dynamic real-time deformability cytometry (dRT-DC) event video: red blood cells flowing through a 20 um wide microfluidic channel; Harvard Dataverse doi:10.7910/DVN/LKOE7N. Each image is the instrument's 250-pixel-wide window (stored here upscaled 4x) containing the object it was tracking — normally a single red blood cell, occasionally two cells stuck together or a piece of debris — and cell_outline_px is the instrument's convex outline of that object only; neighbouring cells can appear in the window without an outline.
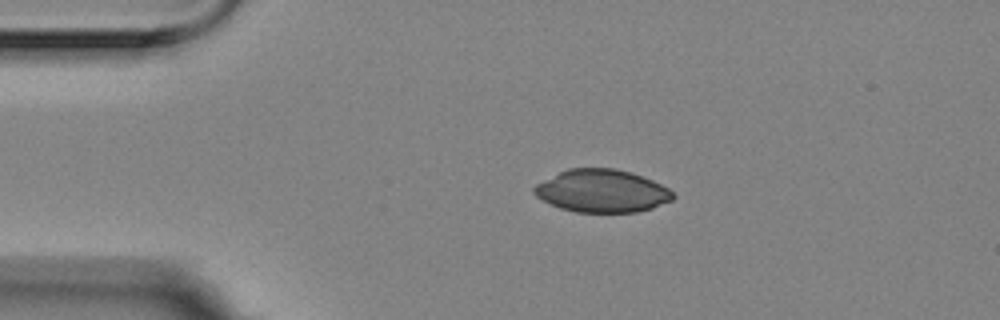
{"species": "Egyptian fruit bat (a non-hibernating species)", "species_latin": "Rousettus aegyptiacus", "temperature_condition": "room temperature", "stored_images_in_passage": 3, "camera_frame_rate_fps": 3000, "um_per_image_px": 0.085, "animal": {"sex": "female"}, "frame": {"image": 1, "passage_image": 2, "time_ms": 0.333, "image_size_px": [1000, 320], "cell_outline_px": [[676, 196], [672, 200], [652, 208], [636, 212], [576, 212], [560, 208], [536, 196], [532, 192], [532, 188], [536, 184], [568, 168], [616, 168], [632, 172], [652, 180], [668, 188]], "centroid_in_image_um": [51.17, 16.23], "position_along_channel_um": 33.8, "area_um2": 34.51}}